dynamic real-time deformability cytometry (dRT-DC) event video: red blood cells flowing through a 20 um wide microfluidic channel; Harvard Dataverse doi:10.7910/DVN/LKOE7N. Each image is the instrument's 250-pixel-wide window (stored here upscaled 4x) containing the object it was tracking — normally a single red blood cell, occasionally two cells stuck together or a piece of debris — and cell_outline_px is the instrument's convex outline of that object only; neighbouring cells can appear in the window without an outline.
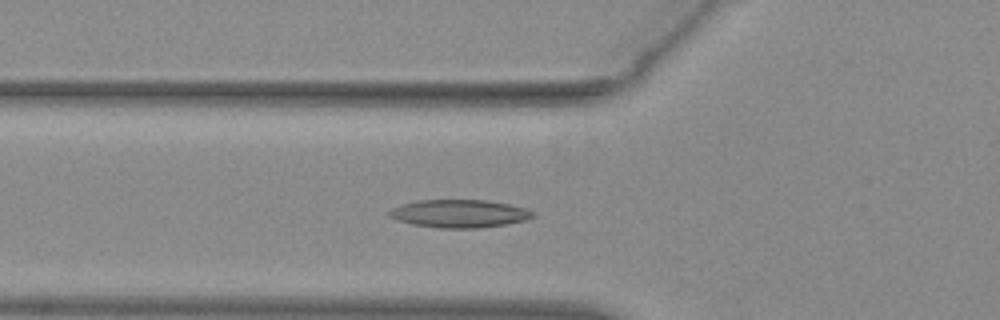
{"species": "common noctule bat (a hibernating species)", "species_latin": "Nyctalus noctula", "temperature_condition": "warm", "stored_images_in_passage": 37, "camera_frame_rate_fps": 3000, "um_per_image_px": 0.085, "animal": {"sex": "female", "body_mass_g": 29.2, "forearm_length_mm": 56.3}, "frame": {"image": 1, "passage_image": 2, "time_ms": 0.333, "image_size_px": [1000, 320], "cell_outline_px": [[532, 216], [524, 220], [504, 224], [476, 228], [440, 228], [412, 224], [396, 220], [388, 216], [388, 212], [392, 208], [400, 204], [420, 200], [484, 200], [508, 204], [524, 208], [532, 212]], "centroid_in_image_um": [38.95, 18.15], "position_along_channel_um": 86.9, "area_um2": 23.06}}
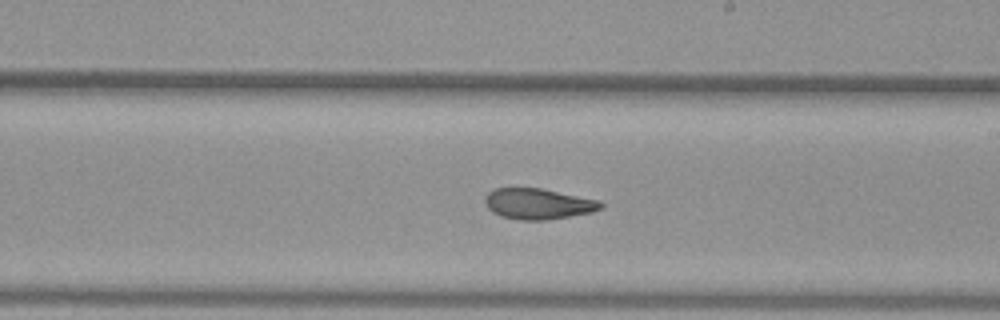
{"frame": {"image": 2, "passage_image": 14, "time_ms": 4.333, "image_size_px": [1000, 320], "cell_outline_px": [[604, 208], [592, 212], [548, 220], [520, 220], [500, 216], [492, 212], [484, 204], [484, 196], [488, 192], [496, 188], [540, 188], [600, 200], [604, 204]], "centroid_in_image_um": [45.74, 17.33], "position_along_channel_um": 243.3, "area_um2": 20.98}}
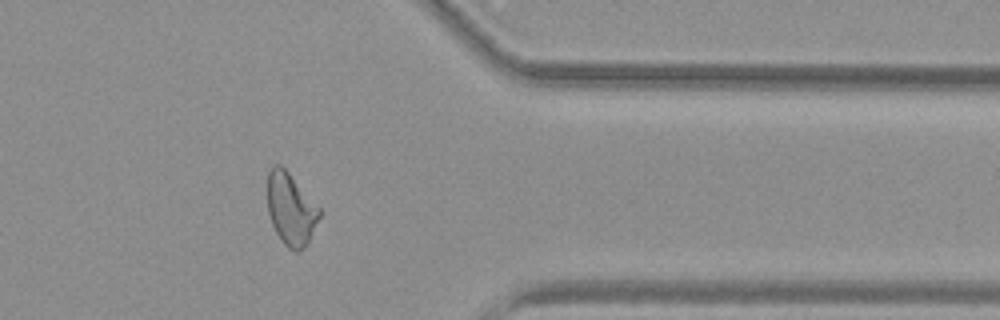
{"frame": {"image": 3, "passage_image": 26, "time_ms": 8.333, "image_size_px": [1000, 320], "cell_outline_px": [[320, 216], [308, 244], [304, 248], [296, 252], [288, 248], [280, 240], [272, 224], [268, 212], [268, 172], [276, 164], [280, 164], [288, 172], [320, 208]], "centroid_in_image_um": [24.72, 17.81], "position_along_channel_um": 386.7, "area_um2": 21.68}, "authors_computed_cell_mechanics": {"area_um2": 21.675, "velocity_mm_per_s": 3.9044, "shape_relaxation_time_tau1_ms": 10.3958, "shape_relaxation_time_tau2_ms": 3.2057, "deformation_change_tau1": 0.2724, "deformation_change_tau2": 0.1059}}